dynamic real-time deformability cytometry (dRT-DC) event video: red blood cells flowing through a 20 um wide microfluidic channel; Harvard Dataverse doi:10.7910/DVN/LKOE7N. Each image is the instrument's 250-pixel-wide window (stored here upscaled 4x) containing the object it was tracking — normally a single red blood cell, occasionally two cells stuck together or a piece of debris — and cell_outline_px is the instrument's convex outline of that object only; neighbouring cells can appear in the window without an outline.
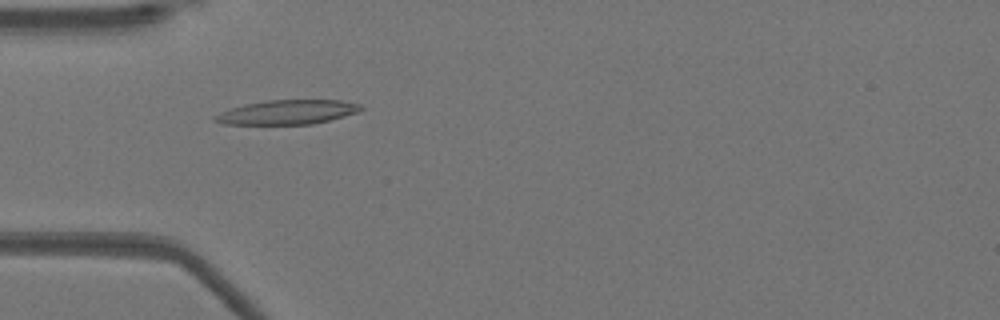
{"species": "Egyptian fruit bat (a non-hibernating species)", "species_latin": "Rousettus aegyptiacus", "temperature_condition": "warm", "stored_images_in_passage": 52, "camera_frame_rate_fps": 3000, "um_per_image_px": 0.085, "animal": {"sex": "female"}, "frame": {"image": 1, "passage_image": 16, "time_ms": 5.0, "image_size_px": [1000, 320], "cell_outline_px": [[364, 108], [360, 112], [312, 124], [224, 124], [212, 120], [212, 116], [220, 112], [244, 104], [268, 100], [340, 100], [360, 104]], "centroid_in_image_um": [24.42, 9.53], "position_along_channel_um": 60.6, "area_um2": 20.69}}
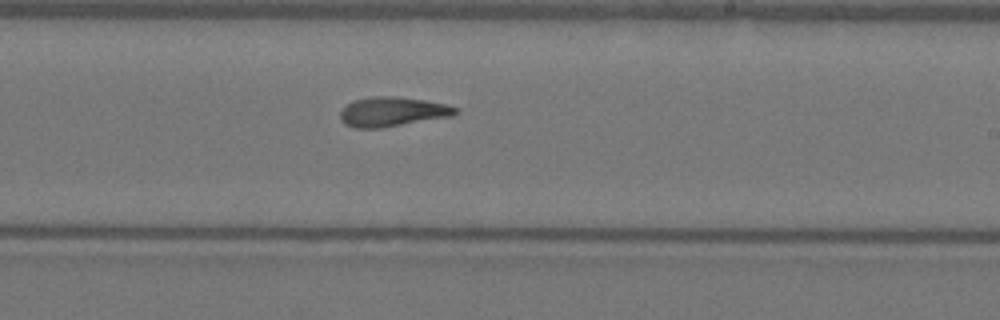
{"frame": {"image": 2, "passage_image": 31, "time_ms": 10.0, "image_size_px": [1000, 320], "cell_outline_px": [[460, 108], [452, 116], [380, 128], [356, 128], [344, 124], [340, 120], [340, 112], [352, 100], [372, 96], [396, 96], [424, 100], [444, 104]], "centroid_in_image_um": [33.32, 9.49], "position_along_channel_um": 255.7, "area_um2": 19.77}}
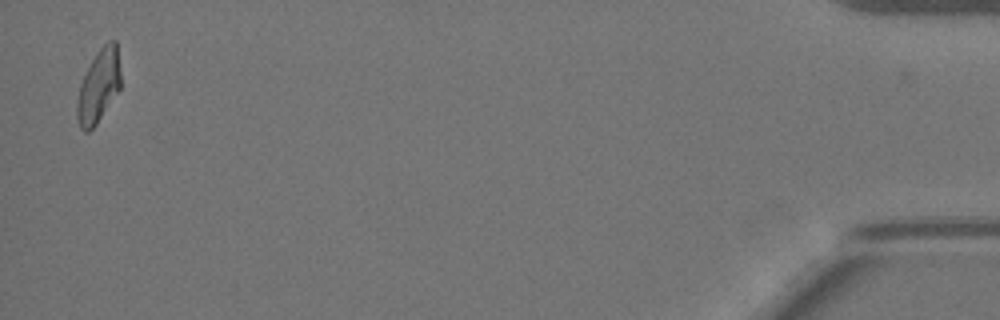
{"frame": {"image": 3, "passage_image": 51, "time_ms": 16.667, "image_size_px": [1000, 320], "cell_outline_px": [[120, 88], [96, 124], [88, 132], [84, 132], [80, 128], [76, 116], [76, 104], [80, 84], [96, 52], [108, 40], [116, 40], [120, 72]], "centroid_in_image_um": [8.37, 7.32], "position_along_channel_um": 426.8, "area_um2": 18.38}, "authors_computed_cell_mechanics": {"area_um2": 19.6809, "velocity_mm_per_s": 3.9302, "shape_relaxation_time_tau1_ms": null, "shape_relaxation_time_tau2_ms": 4.1246, "deformation_change_tau1": null, "deformation_change_tau2": 0.1269}}